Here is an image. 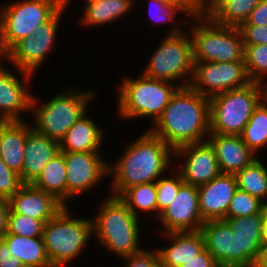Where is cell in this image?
I'll return each mask as SVG.
<instances>
[{"label": "cell", "instance_id": "cell-1", "mask_svg": "<svg viewBox=\"0 0 267 267\" xmlns=\"http://www.w3.org/2000/svg\"><path fill=\"white\" fill-rule=\"evenodd\" d=\"M148 131L173 150L206 141L210 133V98L180 87Z\"/></svg>", "mask_w": 267, "mask_h": 267}, {"label": "cell", "instance_id": "cell-2", "mask_svg": "<svg viewBox=\"0 0 267 267\" xmlns=\"http://www.w3.org/2000/svg\"><path fill=\"white\" fill-rule=\"evenodd\" d=\"M125 148L117 161L109 163L111 196L118 197L134 185L156 182L168 168L173 170L174 150L147 129Z\"/></svg>", "mask_w": 267, "mask_h": 267}, {"label": "cell", "instance_id": "cell-3", "mask_svg": "<svg viewBox=\"0 0 267 267\" xmlns=\"http://www.w3.org/2000/svg\"><path fill=\"white\" fill-rule=\"evenodd\" d=\"M93 218V233L107 252L121 259L139 253L140 223L119 197L108 196Z\"/></svg>", "mask_w": 267, "mask_h": 267}, {"label": "cell", "instance_id": "cell-4", "mask_svg": "<svg viewBox=\"0 0 267 267\" xmlns=\"http://www.w3.org/2000/svg\"><path fill=\"white\" fill-rule=\"evenodd\" d=\"M97 96L93 90L82 91L73 88H66L58 92L45 103L40 102V98L33 95L31 102V112L33 115L32 128L39 134L50 139L60 141L66 132L87 113L88 105ZM39 100V101H38ZM39 103V104H38Z\"/></svg>", "mask_w": 267, "mask_h": 267}, {"label": "cell", "instance_id": "cell-5", "mask_svg": "<svg viewBox=\"0 0 267 267\" xmlns=\"http://www.w3.org/2000/svg\"><path fill=\"white\" fill-rule=\"evenodd\" d=\"M117 93V114L123 119L150 118L154 123L180 88L169 81L151 79L143 74L124 77Z\"/></svg>", "mask_w": 267, "mask_h": 267}, {"label": "cell", "instance_id": "cell-6", "mask_svg": "<svg viewBox=\"0 0 267 267\" xmlns=\"http://www.w3.org/2000/svg\"><path fill=\"white\" fill-rule=\"evenodd\" d=\"M69 206L44 223L42 238L52 267H67L94 237L93 220L71 217Z\"/></svg>", "mask_w": 267, "mask_h": 267}, {"label": "cell", "instance_id": "cell-7", "mask_svg": "<svg viewBox=\"0 0 267 267\" xmlns=\"http://www.w3.org/2000/svg\"><path fill=\"white\" fill-rule=\"evenodd\" d=\"M267 96V86L251 82L210 97V133L241 135L254 109Z\"/></svg>", "mask_w": 267, "mask_h": 267}, {"label": "cell", "instance_id": "cell-8", "mask_svg": "<svg viewBox=\"0 0 267 267\" xmlns=\"http://www.w3.org/2000/svg\"><path fill=\"white\" fill-rule=\"evenodd\" d=\"M178 25L179 23H176L171 27L161 39L162 42L151 55L142 74L151 79L188 87L194 68L193 45L189 33H184L182 27Z\"/></svg>", "mask_w": 267, "mask_h": 267}, {"label": "cell", "instance_id": "cell-9", "mask_svg": "<svg viewBox=\"0 0 267 267\" xmlns=\"http://www.w3.org/2000/svg\"><path fill=\"white\" fill-rule=\"evenodd\" d=\"M189 27L194 62L244 61V42L238 27L221 26L202 14Z\"/></svg>", "mask_w": 267, "mask_h": 267}, {"label": "cell", "instance_id": "cell-10", "mask_svg": "<svg viewBox=\"0 0 267 267\" xmlns=\"http://www.w3.org/2000/svg\"><path fill=\"white\" fill-rule=\"evenodd\" d=\"M8 5V6H7ZM64 0H20L0 7V58L18 41L32 36L62 7Z\"/></svg>", "mask_w": 267, "mask_h": 267}, {"label": "cell", "instance_id": "cell-11", "mask_svg": "<svg viewBox=\"0 0 267 267\" xmlns=\"http://www.w3.org/2000/svg\"><path fill=\"white\" fill-rule=\"evenodd\" d=\"M66 10L63 6L49 21L41 24L32 36L18 41L2 58L9 61L15 67L35 75L38 68L47 60L60 29L61 16Z\"/></svg>", "mask_w": 267, "mask_h": 267}, {"label": "cell", "instance_id": "cell-12", "mask_svg": "<svg viewBox=\"0 0 267 267\" xmlns=\"http://www.w3.org/2000/svg\"><path fill=\"white\" fill-rule=\"evenodd\" d=\"M251 83L244 61L194 62L189 87L203 96L212 97Z\"/></svg>", "mask_w": 267, "mask_h": 267}, {"label": "cell", "instance_id": "cell-13", "mask_svg": "<svg viewBox=\"0 0 267 267\" xmlns=\"http://www.w3.org/2000/svg\"><path fill=\"white\" fill-rule=\"evenodd\" d=\"M66 161V206L70 199L90 192L109 176V161L101 152H61Z\"/></svg>", "mask_w": 267, "mask_h": 267}, {"label": "cell", "instance_id": "cell-14", "mask_svg": "<svg viewBox=\"0 0 267 267\" xmlns=\"http://www.w3.org/2000/svg\"><path fill=\"white\" fill-rule=\"evenodd\" d=\"M2 60L0 58V121H23L21 113L31 110L34 94L29 90L34 75L19 69L10 70Z\"/></svg>", "mask_w": 267, "mask_h": 267}, {"label": "cell", "instance_id": "cell-15", "mask_svg": "<svg viewBox=\"0 0 267 267\" xmlns=\"http://www.w3.org/2000/svg\"><path fill=\"white\" fill-rule=\"evenodd\" d=\"M186 159L178 164L176 171L185 183L199 187L216 178L219 170L216 153L208 140L182 145L174 150V161Z\"/></svg>", "mask_w": 267, "mask_h": 267}, {"label": "cell", "instance_id": "cell-16", "mask_svg": "<svg viewBox=\"0 0 267 267\" xmlns=\"http://www.w3.org/2000/svg\"><path fill=\"white\" fill-rule=\"evenodd\" d=\"M155 221L163 226L161 234L201 230L204 221L200 214L198 188L183 182L175 199Z\"/></svg>", "mask_w": 267, "mask_h": 267}, {"label": "cell", "instance_id": "cell-17", "mask_svg": "<svg viewBox=\"0 0 267 267\" xmlns=\"http://www.w3.org/2000/svg\"><path fill=\"white\" fill-rule=\"evenodd\" d=\"M224 220L236 237L237 267H255L262 247V213Z\"/></svg>", "mask_w": 267, "mask_h": 267}, {"label": "cell", "instance_id": "cell-18", "mask_svg": "<svg viewBox=\"0 0 267 267\" xmlns=\"http://www.w3.org/2000/svg\"><path fill=\"white\" fill-rule=\"evenodd\" d=\"M197 188L203 221L225 219L231 199L238 189L235 175L220 173Z\"/></svg>", "mask_w": 267, "mask_h": 267}, {"label": "cell", "instance_id": "cell-19", "mask_svg": "<svg viewBox=\"0 0 267 267\" xmlns=\"http://www.w3.org/2000/svg\"><path fill=\"white\" fill-rule=\"evenodd\" d=\"M27 122V138L22 172L19 174L23 184H32L41 174L47 163L60 153V143L39 134Z\"/></svg>", "mask_w": 267, "mask_h": 267}, {"label": "cell", "instance_id": "cell-20", "mask_svg": "<svg viewBox=\"0 0 267 267\" xmlns=\"http://www.w3.org/2000/svg\"><path fill=\"white\" fill-rule=\"evenodd\" d=\"M8 201L9 213L27 215L44 223L53 218L64 206L52 194L32 184H23Z\"/></svg>", "mask_w": 267, "mask_h": 267}, {"label": "cell", "instance_id": "cell-21", "mask_svg": "<svg viewBox=\"0 0 267 267\" xmlns=\"http://www.w3.org/2000/svg\"><path fill=\"white\" fill-rule=\"evenodd\" d=\"M207 140L214 148L221 173L235 175L258 158L241 135L209 134Z\"/></svg>", "mask_w": 267, "mask_h": 267}, {"label": "cell", "instance_id": "cell-22", "mask_svg": "<svg viewBox=\"0 0 267 267\" xmlns=\"http://www.w3.org/2000/svg\"><path fill=\"white\" fill-rule=\"evenodd\" d=\"M166 236L171 241L169 246L156 248L158 258L165 267H180L206 248L200 230L164 233L163 237Z\"/></svg>", "mask_w": 267, "mask_h": 267}, {"label": "cell", "instance_id": "cell-23", "mask_svg": "<svg viewBox=\"0 0 267 267\" xmlns=\"http://www.w3.org/2000/svg\"><path fill=\"white\" fill-rule=\"evenodd\" d=\"M205 239V247L220 267H237L236 237L224 220L205 221L200 230Z\"/></svg>", "mask_w": 267, "mask_h": 267}, {"label": "cell", "instance_id": "cell-24", "mask_svg": "<svg viewBox=\"0 0 267 267\" xmlns=\"http://www.w3.org/2000/svg\"><path fill=\"white\" fill-rule=\"evenodd\" d=\"M27 121H0V158L18 174L22 172Z\"/></svg>", "mask_w": 267, "mask_h": 267}, {"label": "cell", "instance_id": "cell-25", "mask_svg": "<svg viewBox=\"0 0 267 267\" xmlns=\"http://www.w3.org/2000/svg\"><path fill=\"white\" fill-rule=\"evenodd\" d=\"M85 113L60 141V152H101L104 134L98 123Z\"/></svg>", "mask_w": 267, "mask_h": 267}, {"label": "cell", "instance_id": "cell-26", "mask_svg": "<svg viewBox=\"0 0 267 267\" xmlns=\"http://www.w3.org/2000/svg\"><path fill=\"white\" fill-rule=\"evenodd\" d=\"M261 0H201V14L221 26L239 27Z\"/></svg>", "mask_w": 267, "mask_h": 267}, {"label": "cell", "instance_id": "cell-27", "mask_svg": "<svg viewBox=\"0 0 267 267\" xmlns=\"http://www.w3.org/2000/svg\"><path fill=\"white\" fill-rule=\"evenodd\" d=\"M133 0H97L84 5L81 24L84 26H105L120 20L133 9Z\"/></svg>", "mask_w": 267, "mask_h": 267}, {"label": "cell", "instance_id": "cell-28", "mask_svg": "<svg viewBox=\"0 0 267 267\" xmlns=\"http://www.w3.org/2000/svg\"><path fill=\"white\" fill-rule=\"evenodd\" d=\"M2 239L11 255L19 258L24 267H52L42 237L5 234Z\"/></svg>", "mask_w": 267, "mask_h": 267}, {"label": "cell", "instance_id": "cell-29", "mask_svg": "<svg viewBox=\"0 0 267 267\" xmlns=\"http://www.w3.org/2000/svg\"><path fill=\"white\" fill-rule=\"evenodd\" d=\"M32 185L52 194L66 206V161L61 152L47 163Z\"/></svg>", "mask_w": 267, "mask_h": 267}, {"label": "cell", "instance_id": "cell-30", "mask_svg": "<svg viewBox=\"0 0 267 267\" xmlns=\"http://www.w3.org/2000/svg\"><path fill=\"white\" fill-rule=\"evenodd\" d=\"M118 197L136 217H140V211V213L150 212L151 215L153 212V215H157L154 218L158 219L157 188L155 182L131 186Z\"/></svg>", "mask_w": 267, "mask_h": 267}, {"label": "cell", "instance_id": "cell-31", "mask_svg": "<svg viewBox=\"0 0 267 267\" xmlns=\"http://www.w3.org/2000/svg\"><path fill=\"white\" fill-rule=\"evenodd\" d=\"M260 158L235 174L237 188L267 203V166Z\"/></svg>", "mask_w": 267, "mask_h": 267}, {"label": "cell", "instance_id": "cell-32", "mask_svg": "<svg viewBox=\"0 0 267 267\" xmlns=\"http://www.w3.org/2000/svg\"><path fill=\"white\" fill-rule=\"evenodd\" d=\"M241 137L243 142L257 157H259L260 150L263 147H267V96L254 109Z\"/></svg>", "mask_w": 267, "mask_h": 267}, {"label": "cell", "instance_id": "cell-33", "mask_svg": "<svg viewBox=\"0 0 267 267\" xmlns=\"http://www.w3.org/2000/svg\"><path fill=\"white\" fill-rule=\"evenodd\" d=\"M244 47V63L250 81L267 86V44Z\"/></svg>", "mask_w": 267, "mask_h": 267}, {"label": "cell", "instance_id": "cell-34", "mask_svg": "<svg viewBox=\"0 0 267 267\" xmlns=\"http://www.w3.org/2000/svg\"><path fill=\"white\" fill-rule=\"evenodd\" d=\"M263 204L258 198L237 189L231 199L225 218L246 217L260 213Z\"/></svg>", "mask_w": 267, "mask_h": 267}, {"label": "cell", "instance_id": "cell-35", "mask_svg": "<svg viewBox=\"0 0 267 267\" xmlns=\"http://www.w3.org/2000/svg\"><path fill=\"white\" fill-rule=\"evenodd\" d=\"M44 222L27 215L9 213L6 234L25 237H42Z\"/></svg>", "mask_w": 267, "mask_h": 267}, {"label": "cell", "instance_id": "cell-36", "mask_svg": "<svg viewBox=\"0 0 267 267\" xmlns=\"http://www.w3.org/2000/svg\"><path fill=\"white\" fill-rule=\"evenodd\" d=\"M170 177L163 176L156 180L158 217L160 213L175 199L180 185L184 182L175 170L170 171Z\"/></svg>", "mask_w": 267, "mask_h": 267}, {"label": "cell", "instance_id": "cell-37", "mask_svg": "<svg viewBox=\"0 0 267 267\" xmlns=\"http://www.w3.org/2000/svg\"><path fill=\"white\" fill-rule=\"evenodd\" d=\"M23 185L19 174L0 158V198L9 200Z\"/></svg>", "mask_w": 267, "mask_h": 267}, {"label": "cell", "instance_id": "cell-38", "mask_svg": "<svg viewBox=\"0 0 267 267\" xmlns=\"http://www.w3.org/2000/svg\"><path fill=\"white\" fill-rule=\"evenodd\" d=\"M146 1V0H145ZM149 3V6H147L150 18L152 22L154 23H163V22H176L177 14H181V10L175 6V5H170L167 3H164L162 1L158 0H148L146 1Z\"/></svg>", "mask_w": 267, "mask_h": 267}, {"label": "cell", "instance_id": "cell-39", "mask_svg": "<svg viewBox=\"0 0 267 267\" xmlns=\"http://www.w3.org/2000/svg\"><path fill=\"white\" fill-rule=\"evenodd\" d=\"M238 28L242 34L244 45L267 44L266 25H240Z\"/></svg>", "mask_w": 267, "mask_h": 267}, {"label": "cell", "instance_id": "cell-40", "mask_svg": "<svg viewBox=\"0 0 267 267\" xmlns=\"http://www.w3.org/2000/svg\"><path fill=\"white\" fill-rule=\"evenodd\" d=\"M177 6L189 18L201 14V0H158Z\"/></svg>", "mask_w": 267, "mask_h": 267}, {"label": "cell", "instance_id": "cell-41", "mask_svg": "<svg viewBox=\"0 0 267 267\" xmlns=\"http://www.w3.org/2000/svg\"><path fill=\"white\" fill-rule=\"evenodd\" d=\"M241 25L267 26V0H261L260 3L251 11L248 19Z\"/></svg>", "mask_w": 267, "mask_h": 267}, {"label": "cell", "instance_id": "cell-42", "mask_svg": "<svg viewBox=\"0 0 267 267\" xmlns=\"http://www.w3.org/2000/svg\"><path fill=\"white\" fill-rule=\"evenodd\" d=\"M180 267H220L212 254L205 248L200 254Z\"/></svg>", "mask_w": 267, "mask_h": 267}, {"label": "cell", "instance_id": "cell-43", "mask_svg": "<svg viewBox=\"0 0 267 267\" xmlns=\"http://www.w3.org/2000/svg\"><path fill=\"white\" fill-rule=\"evenodd\" d=\"M0 267H24L22 261L11 255L7 243L0 238Z\"/></svg>", "mask_w": 267, "mask_h": 267}, {"label": "cell", "instance_id": "cell-44", "mask_svg": "<svg viewBox=\"0 0 267 267\" xmlns=\"http://www.w3.org/2000/svg\"><path fill=\"white\" fill-rule=\"evenodd\" d=\"M9 212H10L9 201L0 198V238H2L7 232Z\"/></svg>", "mask_w": 267, "mask_h": 267}, {"label": "cell", "instance_id": "cell-45", "mask_svg": "<svg viewBox=\"0 0 267 267\" xmlns=\"http://www.w3.org/2000/svg\"><path fill=\"white\" fill-rule=\"evenodd\" d=\"M144 267H165L158 258L157 250L144 249Z\"/></svg>", "mask_w": 267, "mask_h": 267}, {"label": "cell", "instance_id": "cell-46", "mask_svg": "<svg viewBox=\"0 0 267 267\" xmlns=\"http://www.w3.org/2000/svg\"><path fill=\"white\" fill-rule=\"evenodd\" d=\"M122 259L127 264H125V267H144V249L137 254Z\"/></svg>", "mask_w": 267, "mask_h": 267}, {"label": "cell", "instance_id": "cell-47", "mask_svg": "<svg viewBox=\"0 0 267 267\" xmlns=\"http://www.w3.org/2000/svg\"><path fill=\"white\" fill-rule=\"evenodd\" d=\"M262 245H267V203L262 207Z\"/></svg>", "mask_w": 267, "mask_h": 267}, {"label": "cell", "instance_id": "cell-48", "mask_svg": "<svg viewBox=\"0 0 267 267\" xmlns=\"http://www.w3.org/2000/svg\"><path fill=\"white\" fill-rule=\"evenodd\" d=\"M255 267H267V245H262L260 257Z\"/></svg>", "mask_w": 267, "mask_h": 267}, {"label": "cell", "instance_id": "cell-49", "mask_svg": "<svg viewBox=\"0 0 267 267\" xmlns=\"http://www.w3.org/2000/svg\"><path fill=\"white\" fill-rule=\"evenodd\" d=\"M84 1H85L84 5H86V4L90 3V2L97 1V0H84ZM70 2L72 3L71 0H64L65 8H68L67 6L70 4Z\"/></svg>", "mask_w": 267, "mask_h": 267}]
</instances>
